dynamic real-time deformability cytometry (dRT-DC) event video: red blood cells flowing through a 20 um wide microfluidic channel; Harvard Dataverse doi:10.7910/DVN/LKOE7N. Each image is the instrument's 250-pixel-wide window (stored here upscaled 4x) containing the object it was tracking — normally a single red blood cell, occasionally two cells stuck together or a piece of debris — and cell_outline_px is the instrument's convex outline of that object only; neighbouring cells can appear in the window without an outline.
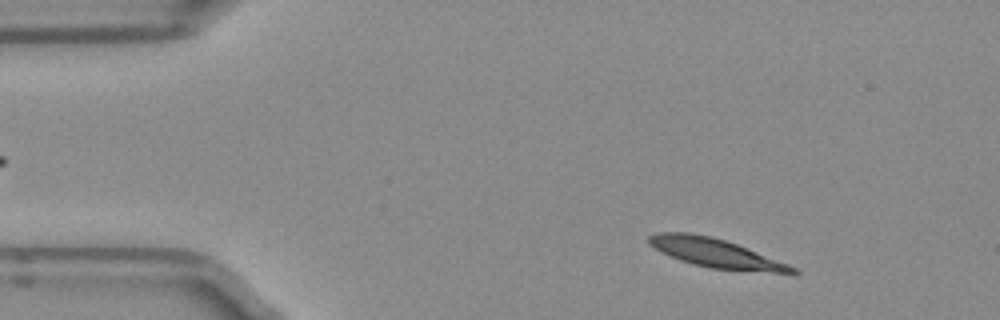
{"species": "Egyptian fruit bat (a non-hibernating species)", "species_latin": "Rousettus aegyptiacus", "temperature_condition": "room temperature", "stored_images_in_passage": 48, "camera_frame_rate_fps": 3000, "um_per_image_px": 0.085, "frame": {"image": 1, "passage_image": 4, "time_ms": 1.0, "image_size_px": [1000, 320], "cell_outline_px": [[800, 272], [772, 272], [708, 268], [692, 264], [680, 260], [660, 252], [648, 244], [648, 236], [656, 232], [688, 232], [712, 236], [736, 244], [788, 264], [796, 268]], "centroid_in_image_um": [60.72, 21.49], "position_along_channel_um": 24.3, "area_um2": 23.87}}
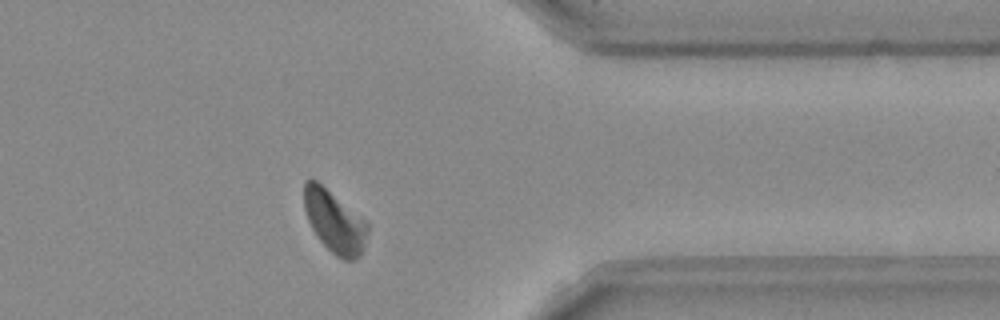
{"frame": {"image": 2, "passage_image": 38, "time_ms": 12.333, "image_size_px": [1000, 320], "cell_outline_px": [[368, 232], [364, 248], [360, 256], [352, 260], [344, 260], [336, 256], [316, 236], [308, 220], [304, 208], [304, 180], [316, 180], [364, 220], [368, 224]], "centroid_in_image_um": [28.42, 18.86], "position_along_channel_um": 383.0, "area_um2": 22.6}}
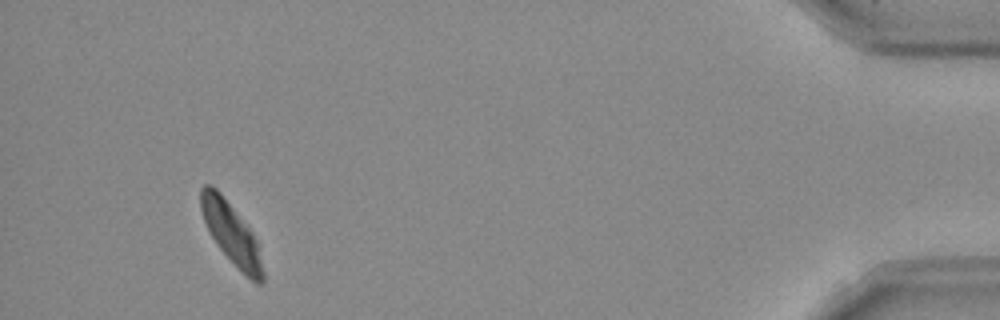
{"frame": {"image": 3, "passage_image": 45, "time_ms": 14.667, "image_size_px": [1000, 320], "cell_outline_px": [[264, 280], [260, 284], [256, 284], [216, 244], [204, 220], [200, 208], [200, 188], [204, 184], [212, 184], [220, 192], [252, 232], [260, 244], [264, 272]], "centroid_in_image_um": [19.68, 19.81], "position_along_channel_um": 415.5, "area_um2": 21.85}, "authors_computed_cell_mechanics": {"area_um2": 24.5361, "velocity_mm_per_s": 3.8967, "shape_relaxation_time_tau1_ms": null, "shape_relaxation_time_tau2_ms": 9.2062, "deformation_change_tau1": null, "deformation_change_tau2": 0.1516}}